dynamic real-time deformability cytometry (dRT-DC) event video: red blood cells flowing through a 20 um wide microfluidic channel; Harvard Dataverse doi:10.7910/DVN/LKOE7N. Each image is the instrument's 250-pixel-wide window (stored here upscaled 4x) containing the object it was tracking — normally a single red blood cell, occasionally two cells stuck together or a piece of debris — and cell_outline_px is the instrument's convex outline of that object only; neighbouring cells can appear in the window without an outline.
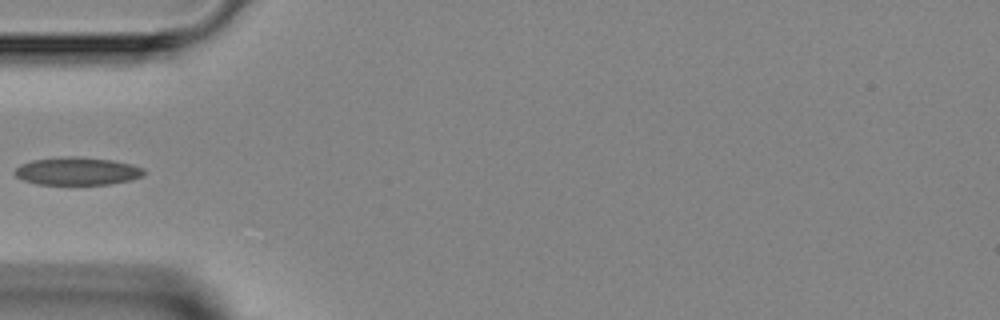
{"species": "Egyptian fruit bat (a non-hibernating species)", "species_latin": "Rousettus aegyptiacus", "temperature_condition": "room temperature", "stored_images_in_passage": 4, "segment_of_instrument_passage": [2, 2], "camera_frame_rate_fps": 3000, "um_per_image_px": 0.085, "animal": {"sex": "female"}, "frame": {"image": 1, "passage_image": 4, "time_ms": 5.0, "image_size_px": [1000, 320], "cell_outline_px": [[144, 176], [132, 180], [108, 184], [36, 184], [24, 180], [16, 176], [16, 168], [20, 164], [32, 160], [64, 156], [76, 156], [112, 160], [132, 164], [144, 168]], "centroid_in_image_um": [6.6, 14.54], "position_along_channel_um": 78.4, "area_um2": 20.98}}